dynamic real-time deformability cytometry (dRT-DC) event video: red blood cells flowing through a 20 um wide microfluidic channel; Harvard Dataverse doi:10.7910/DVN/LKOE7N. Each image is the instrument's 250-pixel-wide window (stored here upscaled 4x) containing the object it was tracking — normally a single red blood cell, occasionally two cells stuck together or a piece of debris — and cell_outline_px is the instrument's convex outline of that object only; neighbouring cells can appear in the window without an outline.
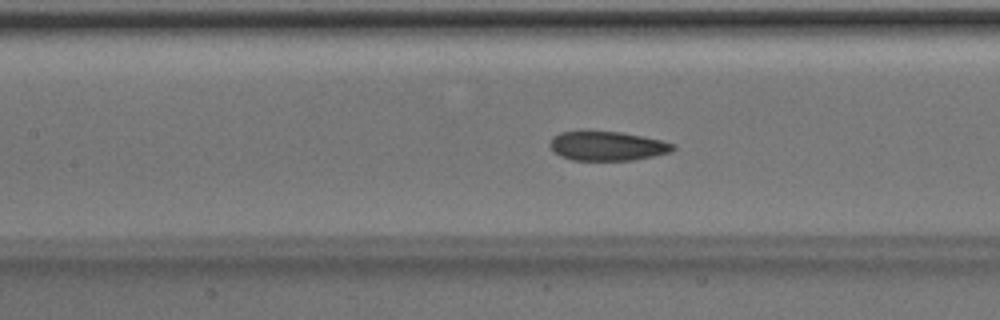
{"species": "Egyptian fruit bat (a non-hibernating species)", "species_latin": "Rousettus aegyptiacus", "temperature_condition": "room temperature", "stored_images_in_passage": 50, "camera_frame_rate_fps": 3000, "um_per_image_px": 0.085, "animal": {"sex": "male"}, "frame": {"image": 1, "passage_image": 22, "time_ms": 7.0, "image_size_px": [1000, 320], "cell_outline_px": [[676, 148], [672, 152], [632, 160], [572, 160], [560, 156], [548, 144], [552, 136], [560, 132], [584, 128], [620, 132], [660, 140], [676, 144]], "centroid_in_image_um": [51.56, 12.37], "position_along_channel_um": 155.8, "area_um2": 21.62}}
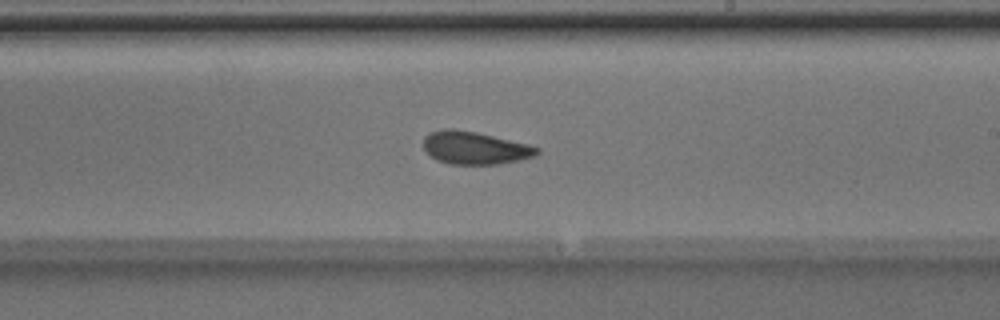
{"frame": {"image": 2, "passage_image": 29, "time_ms": 9.333, "image_size_px": [1000, 320], "cell_outline_px": [[540, 152], [536, 156], [520, 160], [500, 164], [448, 164], [436, 160], [424, 148], [424, 136], [428, 132], [444, 128], [456, 128], [476, 132], [528, 144], [540, 148]], "centroid_in_image_um": [40.36, 12.56], "position_along_channel_um": 248.6, "area_um2": 21.85}}
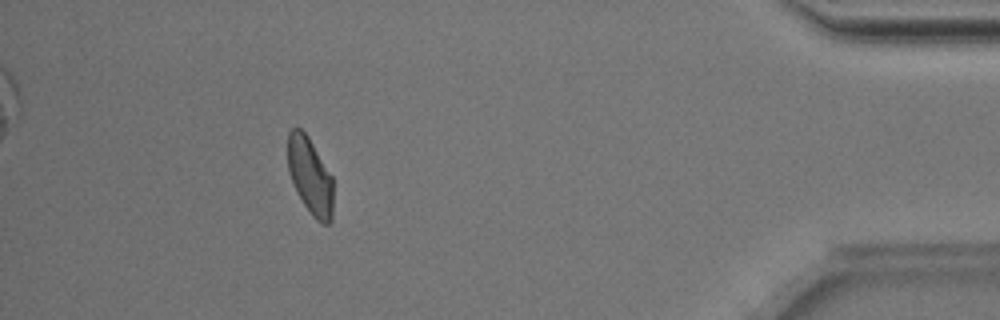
{"frame": {"image": 3, "passage_image": 45, "time_ms": 14.667, "image_size_px": [1000, 320], "cell_outline_px": [[332, 220], [328, 224], [324, 224], [316, 220], [312, 216], [304, 204], [292, 180], [288, 168], [288, 132], [292, 128], [300, 128], [308, 136], [332, 176]], "centroid_in_image_um": [26.36, 14.95], "position_along_channel_um": 408.8, "area_um2": 20.0}, "authors_computed_cell_mechanics": {"area_um2": 21.6461, "velocity_mm_per_s": 3.9994, "shape_relaxation_time_tau1_ms": 3.5293, "shape_relaxation_time_tau2_ms": 1.8976, "deformation_change_tau1": 0.1127, "deformation_change_tau2": 0.089}}